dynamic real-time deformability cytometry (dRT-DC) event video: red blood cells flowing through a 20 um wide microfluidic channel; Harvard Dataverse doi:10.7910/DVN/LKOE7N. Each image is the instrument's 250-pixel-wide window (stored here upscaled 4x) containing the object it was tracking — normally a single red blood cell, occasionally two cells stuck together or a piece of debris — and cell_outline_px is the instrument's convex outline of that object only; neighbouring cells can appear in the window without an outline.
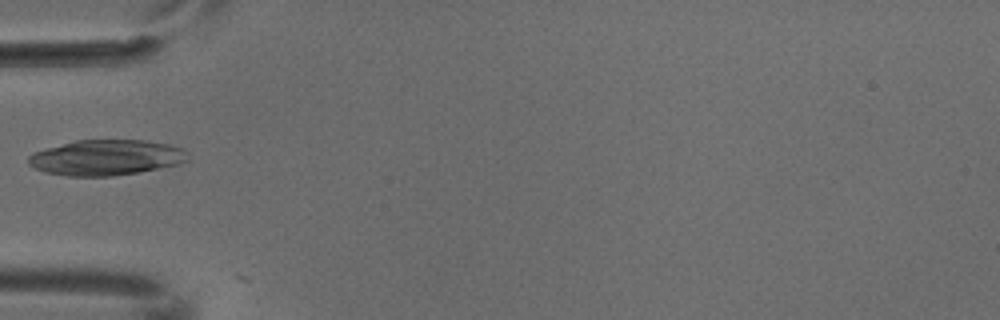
{"species": "common noctule bat (a hibernating species)", "species_latin": "Nyctalus noctula", "temperature_condition": "cold", "stored_images_in_passage": 1, "camera_frame_rate_fps": 3000, "um_per_image_px": 0.085, "animal": {"sex": "male", "body_mass_g": 18.8}, "frame": {"image": 1, "passage_image": 1, "time_ms": 0.0, "image_size_px": [1000, 320], "cell_outline_px": [[188, 160], [180, 164], [140, 172], [112, 176], [68, 176], [44, 172], [28, 164], [28, 156], [32, 152], [44, 148], [76, 140], [148, 140], [168, 144], [184, 148], [188, 152]], "centroid_in_image_um": [9.04, 13.39], "position_along_channel_um": 76.0, "area_um2": 33.35}}